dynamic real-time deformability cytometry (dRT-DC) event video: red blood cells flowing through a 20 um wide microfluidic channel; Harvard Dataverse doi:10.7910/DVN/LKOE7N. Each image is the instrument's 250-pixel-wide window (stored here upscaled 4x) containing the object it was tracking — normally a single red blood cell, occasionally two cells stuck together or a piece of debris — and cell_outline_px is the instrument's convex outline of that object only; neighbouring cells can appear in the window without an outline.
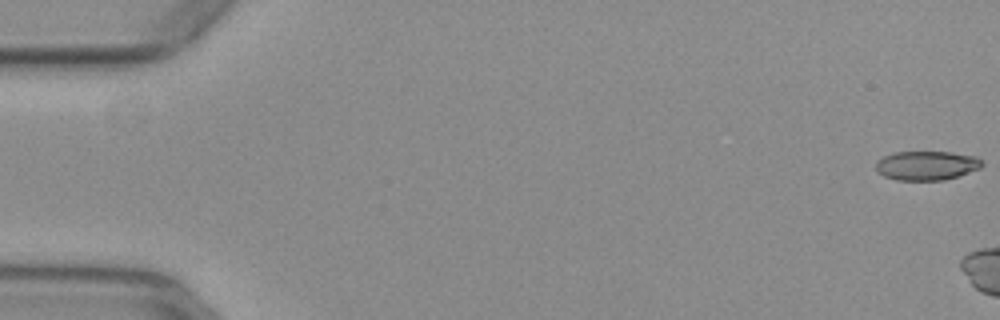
{"species": "common noctule bat (a hibernating species)", "species_latin": "Nyctalus noctula", "temperature_condition": "warm", "stored_images_in_passage": 6, "camera_frame_rate_fps": 3000, "um_per_image_px": 0.085, "animal": {"sex": "female", "body_mass_g": 29.2, "forearm_length_mm": 56.3}, "frame": {"image": 1, "passage_image": 1, "time_ms": 0.0, "image_size_px": [1000, 320], "cell_outline_px": [[984, 164], [980, 168], [944, 180], [896, 180], [884, 176], [876, 168], [876, 160], [884, 156], [896, 152], [952, 152], [976, 156]], "centroid_in_image_um": [78.76, 14.06], "position_along_channel_um": 6.2, "area_um2": 17.92}}